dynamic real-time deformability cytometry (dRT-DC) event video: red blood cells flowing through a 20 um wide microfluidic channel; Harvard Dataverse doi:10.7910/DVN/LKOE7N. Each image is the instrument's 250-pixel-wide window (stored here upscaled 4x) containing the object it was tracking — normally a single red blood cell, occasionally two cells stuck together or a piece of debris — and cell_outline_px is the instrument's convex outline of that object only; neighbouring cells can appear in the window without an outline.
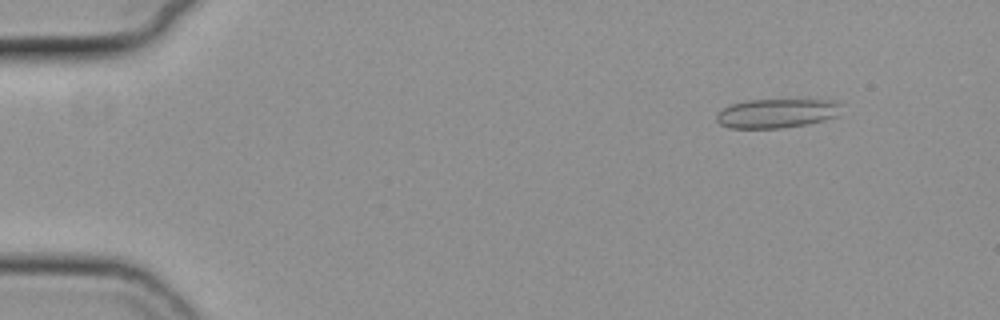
{"species": "common noctule bat (a hibernating species)", "species_latin": "Nyctalus noctula", "temperature_condition": "cold", "stored_images_in_passage": 19, "camera_frame_rate_fps": 3000, "um_per_image_px": 0.085, "animal": {"sex": "female", "body_mass_g": 19.3, "forearm_length_mm": 54.1}, "frame": {"image": 1, "passage_image": 7, "time_ms": 2.0, "image_size_px": [1000, 320], "cell_outline_px": [[840, 104], [836, 116], [824, 120], [808, 124], [780, 128], [728, 128], [720, 124], [716, 120], [716, 116], [728, 104], [748, 100], [832, 100]], "centroid_in_image_um": [65.97, 9.63], "position_along_channel_um": 19.0, "area_um2": 21.04}}
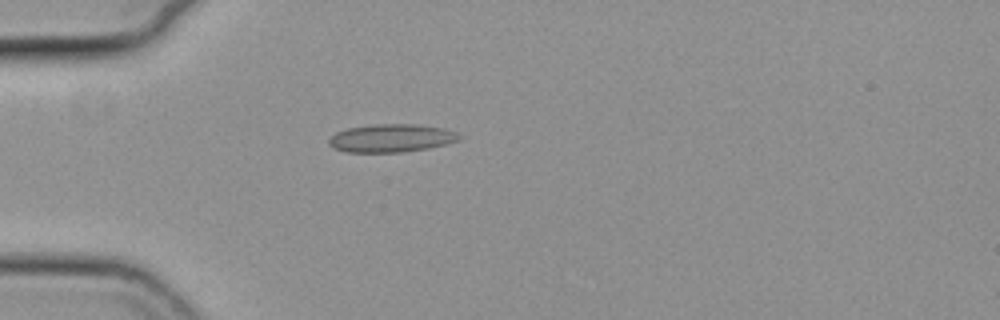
{"frame": {"image": 2, "passage_image": 17, "time_ms": 5.333, "image_size_px": [1000, 320], "cell_outline_px": [[460, 140], [448, 144], [428, 148], [400, 152], [348, 152], [332, 148], [328, 144], [328, 140], [336, 132], [348, 128], [376, 124], [412, 124], [444, 128], [456, 132], [460, 136]], "centroid_in_image_um": [33.26, 11.74], "position_along_channel_um": 51.7, "area_um2": 21.27}}